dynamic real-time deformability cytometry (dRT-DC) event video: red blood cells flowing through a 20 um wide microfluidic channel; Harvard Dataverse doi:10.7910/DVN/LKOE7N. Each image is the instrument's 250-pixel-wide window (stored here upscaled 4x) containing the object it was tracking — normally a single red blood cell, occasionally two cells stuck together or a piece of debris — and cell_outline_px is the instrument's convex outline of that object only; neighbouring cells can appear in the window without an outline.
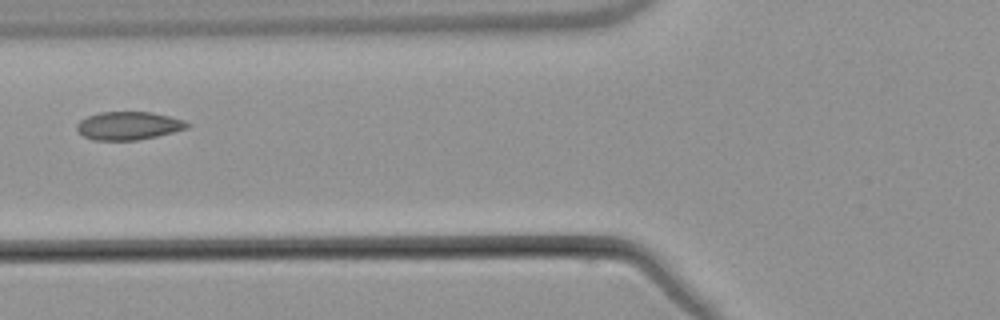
{"species": "common noctule bat (a hibernating species)", "species_latin": "Nyctalus noctula", "temperature_condition": "warm", "stored_images_in_passage": 5, "camera_frame_rate_fps": 3000, "um_per_image_px": 0.085, "animal": {"sex": "male", "body_mass_g": 21.5, "forearm_length_mm": 52.0}, "frame": {"image": 1, "passage_image": 5, "time_ms": 5.667, "image_size_px": [1000, 320], "cell_outline_px": [[192, 124], [188, 128], [156, 136], [136, 140], [92, 140], [84, 136], [76, 128], [76, 124], [80, 120], [88, 116], [100, 112], [152, 112], [184, 120]], "centroid_in_image_um": [10.93, 10.68], "position_along_channel_um": 114.9, "area_um2": 18.03}}